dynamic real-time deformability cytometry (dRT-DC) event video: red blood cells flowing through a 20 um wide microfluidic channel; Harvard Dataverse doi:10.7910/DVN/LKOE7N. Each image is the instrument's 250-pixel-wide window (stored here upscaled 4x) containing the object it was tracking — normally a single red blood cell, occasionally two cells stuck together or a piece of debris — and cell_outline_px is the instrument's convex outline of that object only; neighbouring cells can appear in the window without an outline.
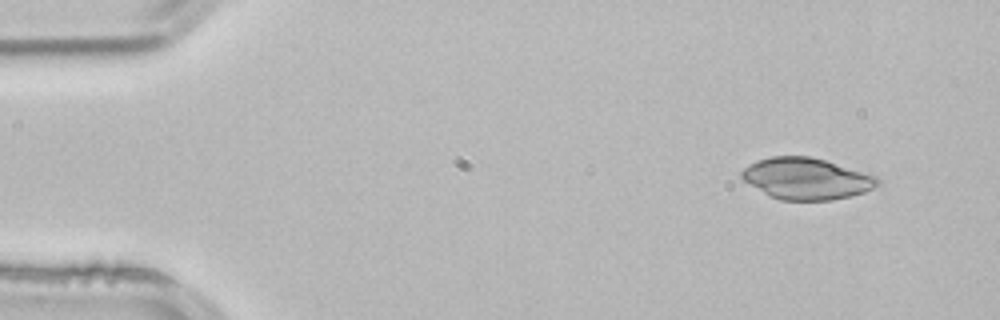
{"species": "common noctule bat (a hibernating species)", "species_latin": "Nyctalus noctula", "temperature_condition": "room temperature", "stored_images_in_passage": 2, "camera_frame_rate_fps": 3000, "um_per_image_px": 0.085, "animal": {"sex": "male", "body_mass_g": 21.5, "forearm_length_mm": 52.0}, "frame": {"image": 1, "passage_image": 1, "time_ms": 0.0, "image_size_px": [1000, 320], "cell_outline_px": [[880, 184], [864, 192], [832, 200], [780, 200], [768, 196], [744, 180], [740, 176], [740, 172], [748, 164], [756, 160], [772, 156], [808, 156], [824, 160], [876, 176], [880, 180]], "centroid_in_image_um": [68.5, 15.18], "position_along_channel_um": 16.5, "area_um2": 32.66}}